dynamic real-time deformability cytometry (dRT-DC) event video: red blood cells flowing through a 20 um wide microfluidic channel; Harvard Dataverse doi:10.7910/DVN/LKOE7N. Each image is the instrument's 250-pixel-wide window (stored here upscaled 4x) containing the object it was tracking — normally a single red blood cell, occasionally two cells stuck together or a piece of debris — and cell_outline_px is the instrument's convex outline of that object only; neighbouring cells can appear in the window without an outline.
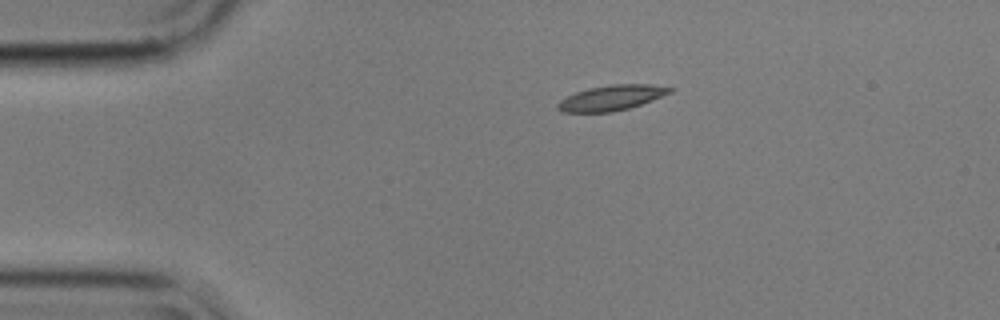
{"species": "common noctule bat (a hibernating species)", "species_latin": "Nyctalus noctula", "temperature_condition": "cold", "stored_images_in_passage": 5, "camera_frame_rate_fps": 3000, "um_per_image_px": 0.085, "animal": {"sex": "male", "body_mass_g": 17.9}, "frame": {"image": 1, "passage_image": 1, "time_ms": 0.0, "image_size_px": [1000, 320], "cell_outline_px": [[676, 88], [672, 92], [652, 100], [628, 108], [612, 112], [560, 112], [556, 108], [556, 104], [560, 100], [576, 92], [588, 88], [612, 84], [652, 84]], "centroid_in_image_um": [51.98, 8.31], "position_along_channel_um": 33.0, "area_um2": 16.53}}
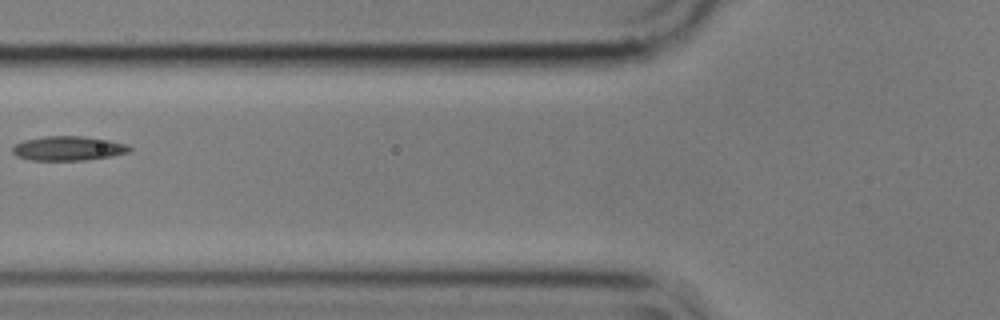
{"frame": {"image": 2, "passage_image": 4, "time_ms": 1.0, "image_size_px": [1000, 320], "cell_outline_px": [[132, 152], [112, 156], [84, 160], [32, 160], [16, 156], [12, 152], [12, 148], [16, 144], [24, 140], [44, 136], [84, 136], [108, 140], [128, 144], [132, 148]], "centroid_in_image_um": [5.84, 12.61], "position_along_channel_um": 120.0, "area_um2": 16.7}}
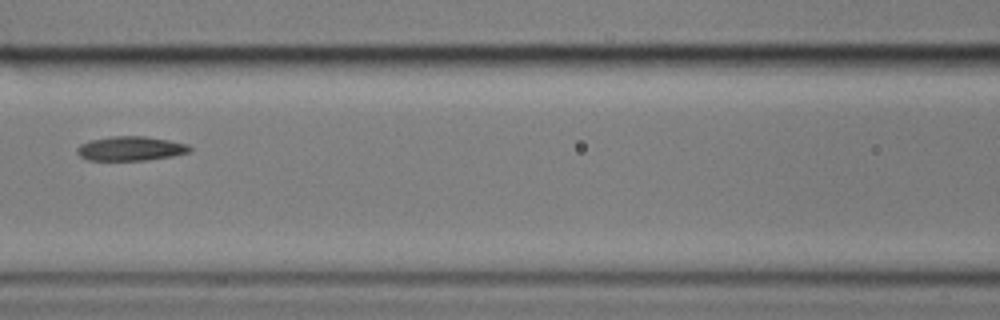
{"frame": {"image": 3, "passage_image": 5, "time_ms": 1.333, "image_size_px": [1000, 320], "cell_outline_px": [[192, 152], [172, 156], [148, 160], [88, 160], [80, 156], [76, 152], [76, 148], [80, 144], [92, 140], [112, 136], [144, 136], [168, 140], [188, 144], [192, 148]], "centroid_in_image_um": [11.13, 12.63], "position_along_channel_um": 155.5, "area_um2": 16.01}}